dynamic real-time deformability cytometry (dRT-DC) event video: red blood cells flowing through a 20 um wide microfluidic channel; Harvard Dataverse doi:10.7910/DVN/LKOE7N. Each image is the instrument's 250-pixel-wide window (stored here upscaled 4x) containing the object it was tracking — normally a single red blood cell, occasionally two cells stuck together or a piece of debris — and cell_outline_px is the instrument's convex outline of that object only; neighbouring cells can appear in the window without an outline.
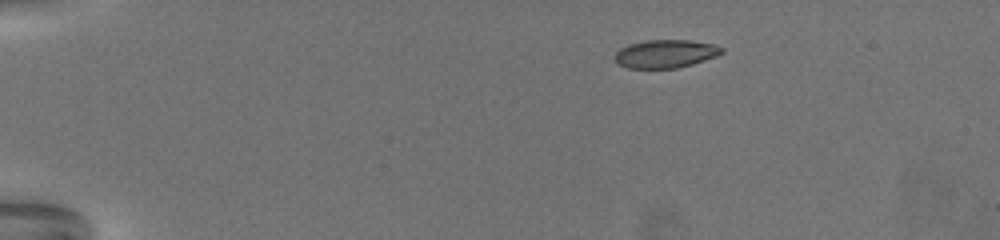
{"species": "common noctule bat (a hibernating species)", "species_latin": "Nyctalus noctula", "temperature_condition": "warm", "stored_images_in_passage": 59, "camera_frame_rate_fps": 3000, "um_per_image_px": 0.085, "animal": {"sex": "female", "body_mass_g": 19.5, "forearm_length_mm": 54.1}, "frame": {"image": 1, "passage_image": 1, "time_ms": 0.0, "image_size_px": [1000, 240], "cell_outline_px": [[724, 52], [716, 56], [692, 64], [676, 68], [628, 68], [620, 64], [616, 60], [616, 52], [620, 48], [628, 44], [644, 40], [688, 40], [712, 44], [724, 48]], "centroid_in_image_um": [56.57, 4.56], "position_along_channel_um": 28.4, "area_um2": 17.4}}
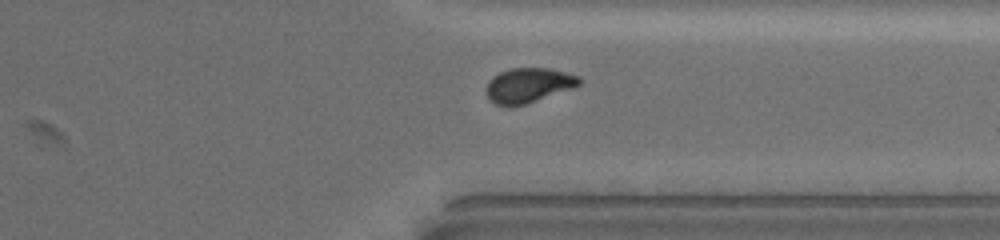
{"frame": {"image": 2, "passage_image": 44, "time_ms": 14.333, "image_size_px": [1000, 240], "cell_outline_px": [[580, 84], [572, 88], [512, 108], [508, 108], [496, 104], [488, 96], [488, 80], [492, 76], [500, 72], [512, 68], [548, 68], [580, 76]], "centroid_in_image_um": [44.9, 7.25], "position_along_channel_um": 366.5, "area_um2": 18.61}}
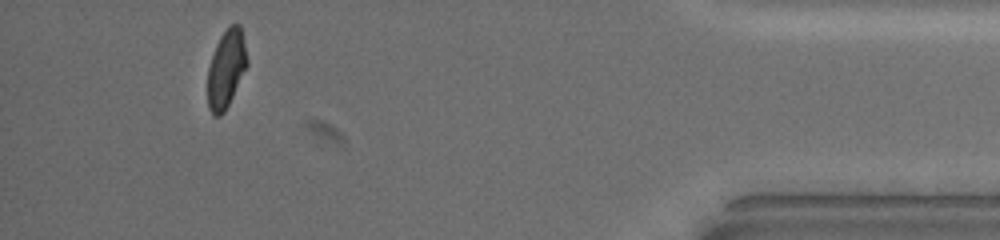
{"frame": {"image": 3, "passage_image": 54, "time_ms": 17.667, "image_size_px": [1000, 240], "cell_outline_px": [[248, 64], [224, 112], [220, 116], [212, 116], [208, 108], [208, 68], [216, 44], [220, 36], [228, 24], [240, 24], [248, 60]], "centroid_in_image_um": [19.22, 5.83], "position_along_channel_um": 416.0, "area_um2": 17.86}, "authors_computed_cell_mechanics": {"area_um2": 19.0162, "velocity_mm_per_s": 3.0489, "shape_relaxation_time_tau1_ms": 11.1864, "shape_relaxation_time_tau2_ms": 1.8068, "deformation_change_tau1": 0.2327, "deformation_change_tau2": 0.0652}}